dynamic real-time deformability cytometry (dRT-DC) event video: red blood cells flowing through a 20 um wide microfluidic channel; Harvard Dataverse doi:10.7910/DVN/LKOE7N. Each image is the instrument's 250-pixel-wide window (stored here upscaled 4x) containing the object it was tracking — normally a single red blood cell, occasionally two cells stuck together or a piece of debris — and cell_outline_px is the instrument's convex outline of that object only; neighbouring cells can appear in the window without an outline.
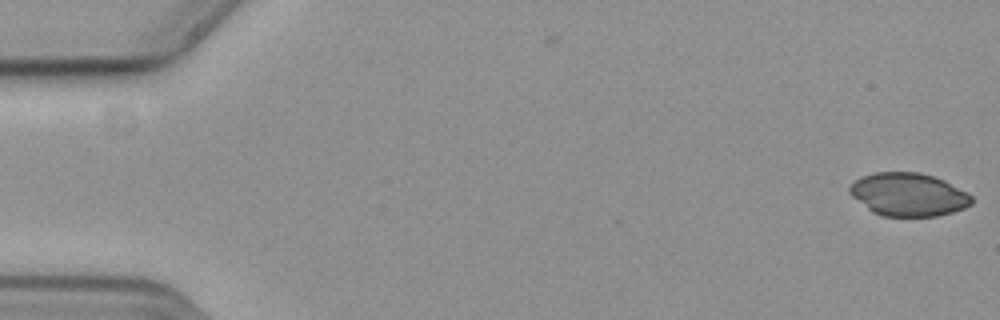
{"species": "common noctule bat (a hibernating species)", "species_latin": "Nyctalus noctula", "temperature_condition": "cold", "stored_images_in_passage": 3, "camera_frame_rate_fps": 3000, "um_per_image_px": 0.085, "animal": {"sex": "female", "body_mass_g": 19.3, "forearm_length_mm": 54.1}, "frame": {"image": 1, "passage_image": 3, "time_ms": 0.667, "image_size_px": [1000, 320], "cell_outline_px": [[972, 204], [964, 208], [952, 212], [936, 216], [880, 216], [872, 212], [852, 196], [848, 192], [848, 188], [860, 176], [876, 172], [920, 172], [944, 180], [968, 192], [972, 196]], "centroid_in_image_um": [77.21, 16.53], "position_along_channel_um": 7.8, "area_um2": 30.75}}